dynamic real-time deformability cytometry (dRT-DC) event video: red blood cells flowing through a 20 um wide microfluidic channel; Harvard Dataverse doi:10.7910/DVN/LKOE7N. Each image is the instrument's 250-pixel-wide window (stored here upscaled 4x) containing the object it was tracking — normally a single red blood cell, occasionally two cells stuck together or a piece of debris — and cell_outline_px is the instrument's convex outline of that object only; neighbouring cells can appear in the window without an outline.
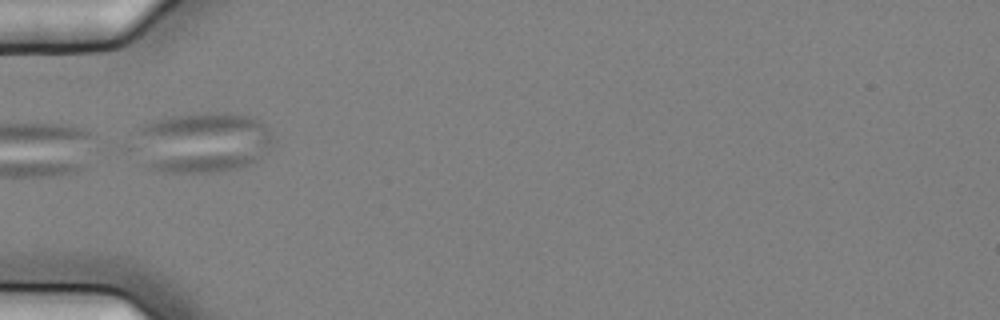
{"species": "common noctule bat (a hibernating species)", "species_latin": "Nyctalus noctula", "temperature_condition": "cold", "stored_images_in_passage": 7, "segment_of_instrument_passage": [2, 2], "camera_frame_rate_fps": 3000, "um_per_image_px": 0.085, "animal": {"sex": "female", "body_mass_g": 25.1}, "frame": {"image": 1, "passage_image": 6, "time_ms": 1.667, "image_size_px": [1000, 320], "cell_outline_px": [[276, 140], [268, 152], [244, 168], [216, 172], [160, 172], [148, 168], [144, 164], [140, 132], [140, 128], [144, 124], [168, 116], [204, 112], [220, 112], [248, 116], [260, 120], [268, 128]], "centroid_in_image_um": [17.35, 12.1], "position_along_channel_um": 67.6, "area_um2": 48.73}}
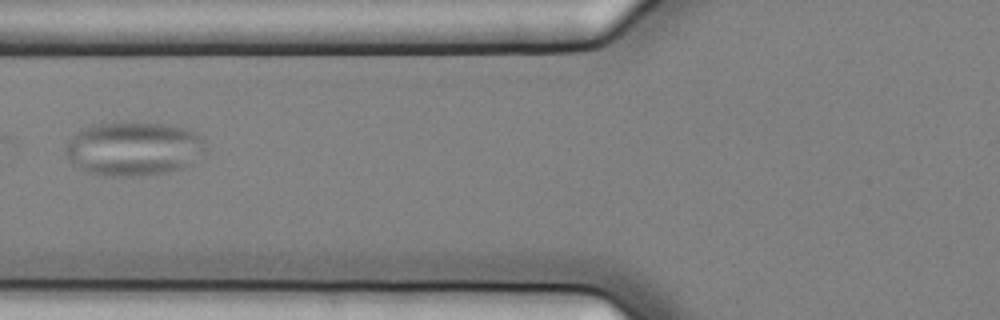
{"frame": {"image": 2, "passage_image": 7, "time_ms": 2.0, "image_size_px": [1000, 320], "cell_outline_px": [[208, 148], [192, 164], [184, 168], [168, 172], [140, 176], [108, 176], [92, 172], [80, 168], [64, 152], [72, 136], [80, 128], [92, 124], [164, 124], [184, 128], [196, 132], [204, 136]], "centroid_in_image_um": [11.44, 12.65], "position_along_channel_um": 114.4, "area_um2": 43.81}}